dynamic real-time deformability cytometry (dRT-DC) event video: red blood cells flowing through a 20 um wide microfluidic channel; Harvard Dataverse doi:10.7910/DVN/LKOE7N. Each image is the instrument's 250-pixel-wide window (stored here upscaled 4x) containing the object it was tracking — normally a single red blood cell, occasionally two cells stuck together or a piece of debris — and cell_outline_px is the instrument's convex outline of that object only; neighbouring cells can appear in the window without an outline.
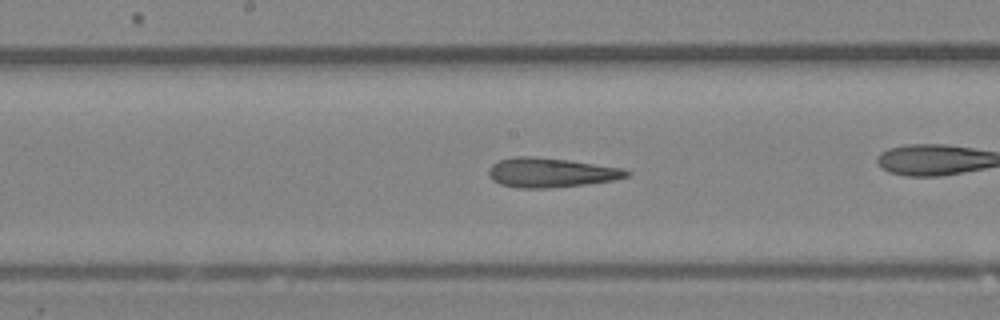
{"species": "Egyptian fruit bat (a non-hibernating species)", "species_latin": "Rousettus aegyptiacus", "temperature_condition": "room temperature", "stored_images_in_passage": 31, "camera_frame_rate_fps": 3000, "um_per_image_px": 0.085, "animal": {"sex": "female"}, "frame": {"image": 1, "passage_image": 18, "time_ms": 5.667, "image_size_px": [1000, 320], "cell_outline_px": [[632, 172], [628, 176], [612, 180], [584, 184], [548, 188], [520, 188], [500, 184], [492, 180], [488, 176], [488, 168], [492, 164], [500, 160], [516, 156], [536, 156], [568, 160], [624, 168]], "centroid_in_image_um": [46.79, 14.66], "position_along_channel_um": 201.4, "area_um2": 23.7}}